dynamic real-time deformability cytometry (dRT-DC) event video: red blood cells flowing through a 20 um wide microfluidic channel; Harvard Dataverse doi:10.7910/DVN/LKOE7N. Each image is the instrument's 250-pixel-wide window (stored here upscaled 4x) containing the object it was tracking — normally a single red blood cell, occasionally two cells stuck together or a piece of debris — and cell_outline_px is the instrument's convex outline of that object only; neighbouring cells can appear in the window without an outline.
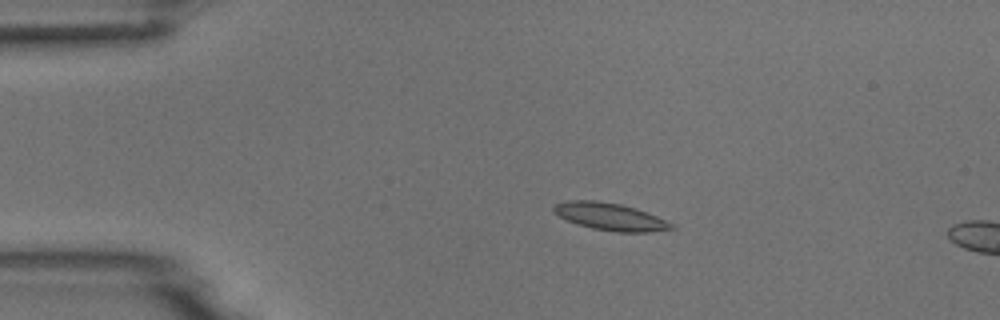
{"species": "common noctule bat (a hibernating species)", "species_latin": "Nyctalus noctula", "temperature_condition": "room temperature", "stored_images_in_passage": 3, "camera_frame_rate_fps": 3000, "um_per_image_px": 0.085, "animal": {"sex": "male", "body_mass_g": 18.8}, "frame": {"image": 1, "passage_image": 3, "time_ms": 3.0, "image_size_px": [1000, 320], "cell_outline_px": [[676, 228], [648, 232], [616, 232], [592, 228], [568, 220], [552, 212], [552, 208], [556, 204], [568, 200], [596, 200], [620, 204], [636, 208], [656, 216], [672, 224]], "centroid_in_image_um": [51.85, 18.41], "position_along_channel_um": 33.2, "area_um2": 18.5}}